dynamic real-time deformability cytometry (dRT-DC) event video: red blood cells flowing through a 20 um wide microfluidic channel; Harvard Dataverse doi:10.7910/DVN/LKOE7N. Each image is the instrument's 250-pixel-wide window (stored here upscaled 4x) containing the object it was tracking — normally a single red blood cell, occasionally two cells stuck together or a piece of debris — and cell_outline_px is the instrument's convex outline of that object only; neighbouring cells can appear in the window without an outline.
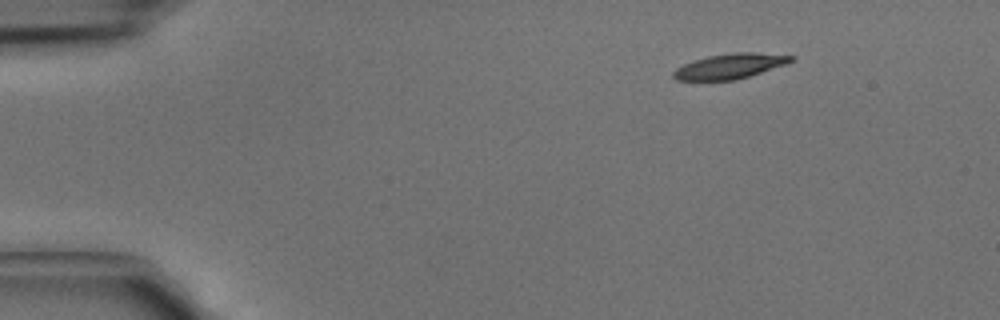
{"species": "common noctule bat (a hibernating species)", "species_latin": "Nyctalus noctula", "temperature_condition": "cold", "stored_images_in_passage": 3, "camera_frame_rate_fps": 3000, "um_per_image_px": 0.085, "animal": {"sex": "male", "body_mass_g": 15.6}, "frame": {"image": 1, "passage_image": 1, "time_ms": 0.0, "image_size_px": [1000, 320], "cell_outline_px": [[796, 60], [736, 80], [676, 80], [672, 76], [672, 72], [676, 68], [692, 60], [708, 56], [732, 52], [756, 52], [796, 56]], "centroid_in_image_um": [62.02, 5.61], "position_along_channel_um": 23.0, "area_um2": 17.17}}
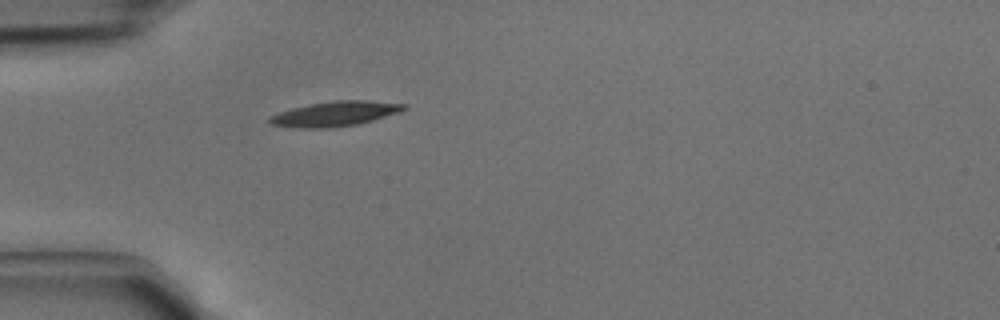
{"frame": {"image": 2, "passage_image": 3, "time_ms": 0.667, "image_size_px": [1000, 320], "cell_outline_px": [[408, 108], [400, 112], [360, 124], [328, 128], [296, 128], [272, 124], [268, 120], [268, 116], [292, 108], [312, 104], [336, 100], [368, 100], [408, 104]], "centroid_in_image_um": [28.53, 9.67], "position_along_channel_um": 56.5, "area_um2": 19.54}}